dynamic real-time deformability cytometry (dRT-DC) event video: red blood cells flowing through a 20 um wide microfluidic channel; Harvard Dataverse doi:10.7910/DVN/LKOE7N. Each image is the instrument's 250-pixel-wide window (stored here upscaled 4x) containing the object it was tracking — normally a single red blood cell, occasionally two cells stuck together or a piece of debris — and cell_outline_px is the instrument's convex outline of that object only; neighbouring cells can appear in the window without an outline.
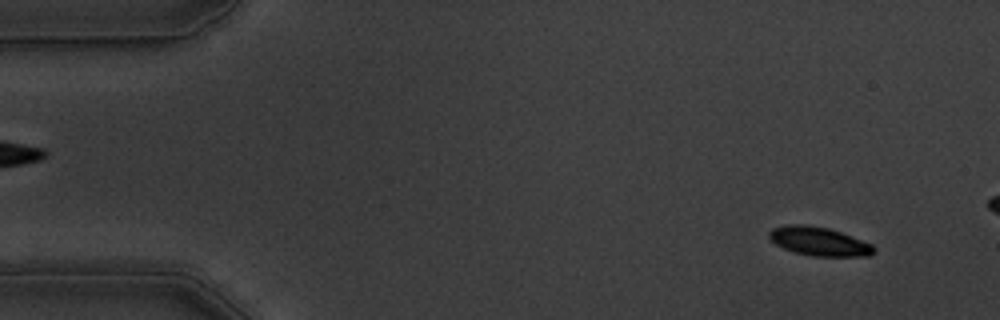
{"species": "common noctule bat (a hibernating species)", "species_latin": "Nyctalus noctula", "temperature_condition": "warm", "stored_images_in_passage": 17, "camera_frame_rate_fps": 3000, "um_per_image_px": 0.085, "animal": {"sex": "male", "body_mass_g": 19.5, "forearm_length_mm": 54.6}, "frame": {"image": 1, "passage_image": 4, "time_ms": 1.0, "image_size_px": [1000, 320], "cell_outline_px": [[876, 252], [868, 256], [812, 256], [796, 252], [784, 248], [776, 244], [768, 236], [768, 232], [772, 228], [784, 224], [808, 224], [828, 228], [852, 236], [872, 244], [876, 248]], "centroid_in_image_um": [69.62, 20.5], "position_along_channel_um": 15.4, "area_um2": 17.63}}
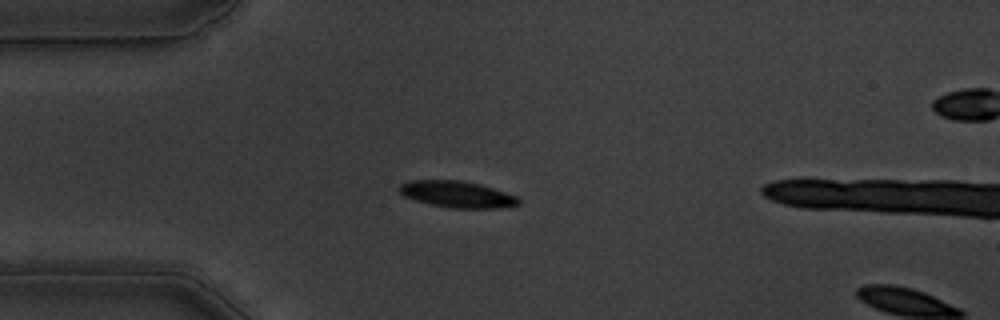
{"frame": {"image": 2, "passage_image": 14, "time_ms": 4.333, "image_size_px": [1000, 320], "cell_outline_px": [[520, 204], [500, 208], [452, 208], [432, 204], [416, 200], [404, 196], [400, 192], [400, 184], [408, 180], [460, 180], [480, 184], [516, 196], [520, 200]], "centroid_in_image_um": [38.86, 16.51], "position_along_channel_um": 46.1, "area_um2": 18.21}}